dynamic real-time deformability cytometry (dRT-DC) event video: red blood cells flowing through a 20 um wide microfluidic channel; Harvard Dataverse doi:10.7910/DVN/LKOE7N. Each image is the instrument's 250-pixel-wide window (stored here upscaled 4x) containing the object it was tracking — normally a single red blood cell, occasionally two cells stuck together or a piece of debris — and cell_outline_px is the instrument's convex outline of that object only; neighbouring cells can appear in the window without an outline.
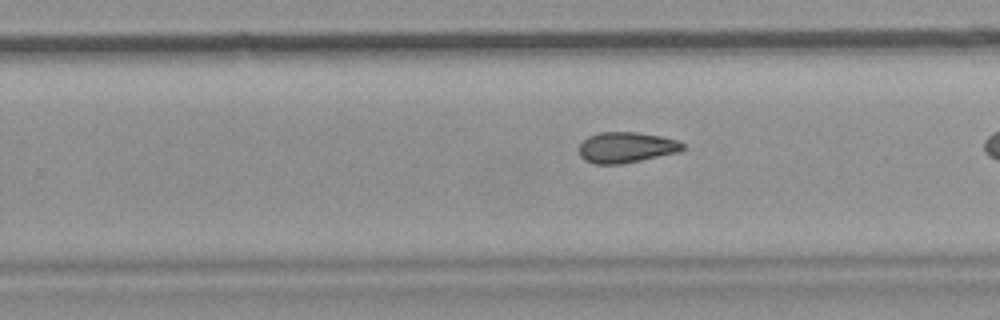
{"species": "common noctule bat (a hibernating species)", "species_latin": "Nyctalus noctula", "temperature_condition": "room temperature", "stored_images_in_passage": 20, "camera_frame_rate_fps": 3000, "um_per_image_px": 0.085, "animal": {"sex": "female", "body_mass_g": 19.9}, "frame": {"image": 1, "passage_image": 12, "time_ms": 3.667, "image_size_px": [1000, 320], "cell_outline_px": [[684, 148], [680, 152], [620, 164], [596, 164], [584, 160], [580, 156], [580, 144], [588, 136], [600, 132], [636, 132], [660, 136], [676, 140], [684, 144]], "centroid_in_image_um": [53.22, 12.53], "position_along_channel_um": 276.6, "area_um2": 18.44}}